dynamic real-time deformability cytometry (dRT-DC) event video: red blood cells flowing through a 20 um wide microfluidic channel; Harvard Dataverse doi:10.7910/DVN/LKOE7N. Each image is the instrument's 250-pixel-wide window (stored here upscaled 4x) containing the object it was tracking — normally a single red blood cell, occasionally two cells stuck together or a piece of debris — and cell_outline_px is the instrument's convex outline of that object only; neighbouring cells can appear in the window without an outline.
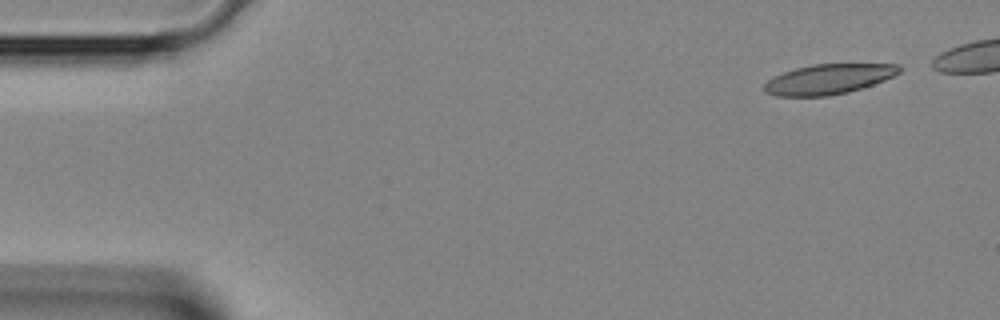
{"species": "Egyptian fruit bat (a non-hibernating species)", "species_latin": "Rousettus aegyptiacus", "temperature_condition": "room temperature", "stored_images_in_passage": 5, "camera_frame_rate_fps": 3000, "um_per_image_px": 0.085, "animal": {"sex": "female"}, "frame": {"image": 1, "passage_image": 1, "time_ms": 0.0, "image_size_px": [1000, 320], "cell_outline_px": [[904, 68], [900, 72], [884, 80], [848, 92], [828, 96], [776, 96], [764, 92], [764, 84], [768, 80], [784, 72], [796, 68], [812, 64], [900, 64]], "centroid_in_image_um": [70.44, 6.72], "position_along_channel_um": 14.6, "area_um2": 23.52}}
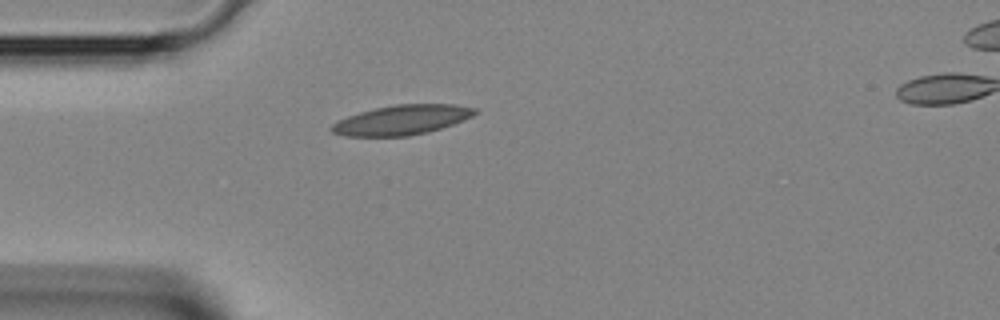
{"frame": {"image": 2, "passage_image": 4, "time_ms": 1.0, "image_size_px": [1000, 320], "cell_outline_px": [[480, 112], [472, 116], [452, 124], [428, 132], [408, 136], [344, 136], [332, 132], [328, 128], [336, 120], [360, 112], [376, 108], [396, 104], [456, 104], [476, 108]], "centroid_in_image_um": [34.14, 10.19], "position_along_channel_um": 50.9, "area_um2": 24.85}}